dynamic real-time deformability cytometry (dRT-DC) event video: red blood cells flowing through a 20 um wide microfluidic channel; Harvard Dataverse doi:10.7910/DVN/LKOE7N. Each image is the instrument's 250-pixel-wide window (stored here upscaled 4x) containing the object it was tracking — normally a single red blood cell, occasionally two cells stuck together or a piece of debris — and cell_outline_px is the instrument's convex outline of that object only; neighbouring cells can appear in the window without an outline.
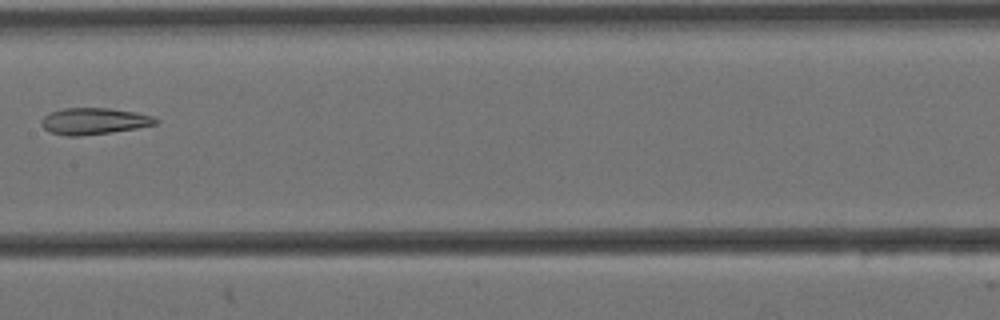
{"species": "Egyptian fruit bat (a non-hibernating species)", "species_latin": "Rousettus aegyptiacus", "temperature_condition": "cold", "stored_images_in_passage": 7, "camera_frame_rate_fps": 3000, "um_per_image_px": 0.085, "animal": {"sex": "female"}, "frame": {"image": 1, "passage_image": 5, "time_ms": 1.333, "image_size_px": [1000, 320], "cell_outline_px": [[160, 120], [156, 124], [136, 128], [112, 132], [80, 136], [68, 136], [52, 132], [44, 128], [40, 124], [40, 120], [44, 116], [52, 112], [64, 108], [112, 108], [136, 112], [152, 116]], "centroid_in_image_um": [8.0, 10.29], "position_along_channel_um": 199.4, "area_um2": 17.63}}
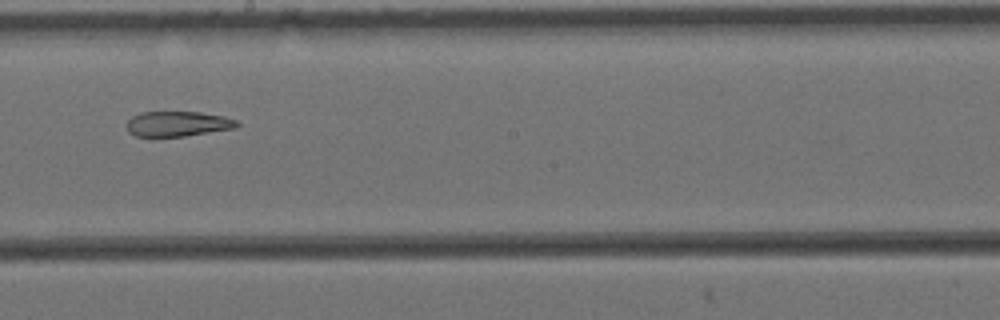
{"frame": {"image": 2, "passage_image": 6, "time_ms": 1.667, "image_size_px": [1000, 320], "cell_outline_px": [[240, 124], [236, 128], [184, 136], [136, 136], [128, 132], [124, 124], [132, 116], [140, 112], [200, 112], [224, 116], [236, 120]], "centroid_in_image_um": [15.08, 10.52], "position_along_channel_um": 233.1, "area_um2": 16.24}}
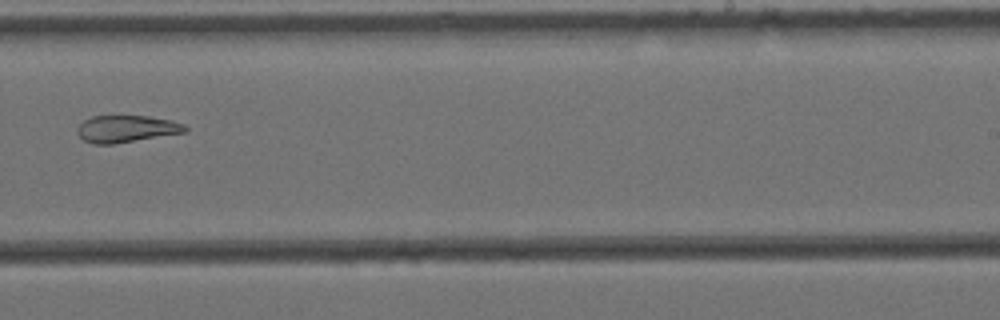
{"frame": {"image": 3, "passage_image": 7, "time_ms": 2.0, "image_size_px": [1000, 320], "cell_outline_px": [[188, 132], [112, 144], [92, 144], [84, 140], [76, 132], [76, 128], [84, 120], [92, 116], [148, 116], [172, 120], [184, 124], [188, 128]], "centroid_in_image_um": [10.76, 10.95], "position_along_channel_um": 278.2, "area_um2": 17.05}}